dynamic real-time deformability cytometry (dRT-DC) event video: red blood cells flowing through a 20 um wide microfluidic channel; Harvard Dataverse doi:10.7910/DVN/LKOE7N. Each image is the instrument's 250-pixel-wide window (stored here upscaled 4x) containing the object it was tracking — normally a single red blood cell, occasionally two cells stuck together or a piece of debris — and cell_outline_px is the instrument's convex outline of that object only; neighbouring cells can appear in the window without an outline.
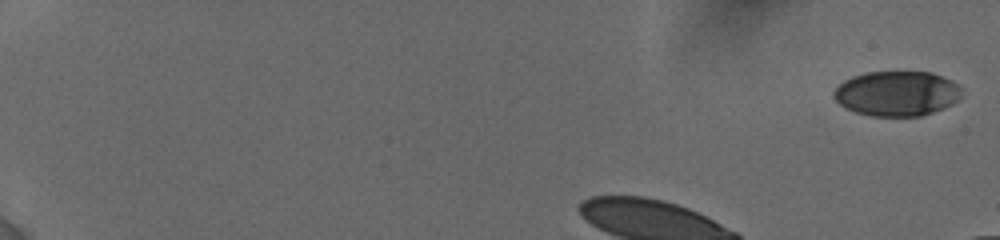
{"species": "human", "species_latin": "Homo sapiens", "temperature_condition": "cold", "stored_images_in_passage": 12, "camera_frame_rate_fps": 3000, "um_per_image_px": 0.085, "donor": {"sex": "female"}, "frame": {"image": 1, "passage_image": 1, "time_ms": 0.0, "image_size_px": [1000, 240], "cell_outline_px": [[964, 88], [960, 96], [952, 104], [944, 108], [920, 116], [872, 116], [856, 112], [840, 104], [836, 100], [832, 92], [844, 80], [852, 76], [864, 72], [932, 72], [952, 80]], "centroid_in_image_um": [76.26, 7.94], "position_along_channel_um": 8.7, "area_um2": 33.58}}
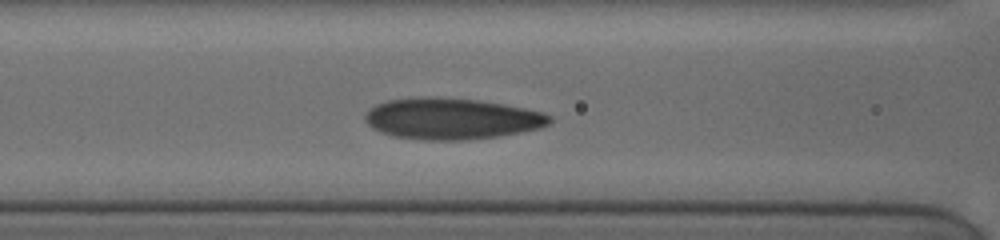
{"frame": {"image": 2, "passage_image": 9, "time_ms": 5.667, "image_size_px": [1000, 240], "cell_outline_px": [[552, 120], [548, 124], [540, 128], [520, 132], [496, 136], [464, 140], [424, 140], [392, 136], [380, 132], [372, 128], [364, 120], [364, 116], [376, 104], [388, 100], [476, 100], [524, 108], [540, 112], [552, 116]], "centroid_in_image_um": [38.4, 10.14], "position_along_channel_um": 128.2, "area_um2": 42.77}}
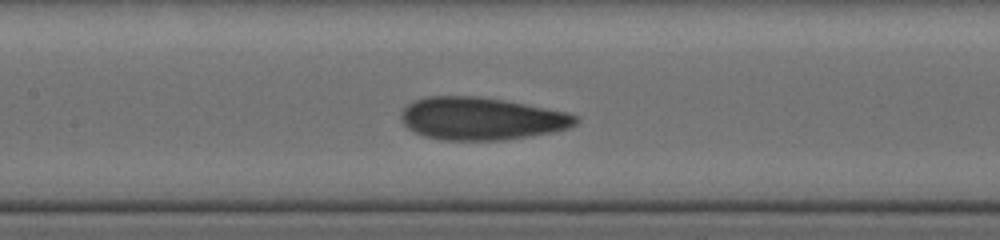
{"frame": {"image": 3, "passage_image": 11, "time_ms": 6.667, "image_size_px": [1000, 240], "cell_outline_px": [[580, 120], [576, 124], [568, 128], [552, 132], [504, 140], [440, 140], [424, 136], [408, 128], [400, 120], [400, 116], [404, 108], [408, 104], [416, 100], [428, 96], [480, 96], [504, 100], [568, 112], [580, 116]], "centroid_in_image_um": [40.94, 10.08], "position_along_channel_um": 166.5, "area_um2": 43.47}}